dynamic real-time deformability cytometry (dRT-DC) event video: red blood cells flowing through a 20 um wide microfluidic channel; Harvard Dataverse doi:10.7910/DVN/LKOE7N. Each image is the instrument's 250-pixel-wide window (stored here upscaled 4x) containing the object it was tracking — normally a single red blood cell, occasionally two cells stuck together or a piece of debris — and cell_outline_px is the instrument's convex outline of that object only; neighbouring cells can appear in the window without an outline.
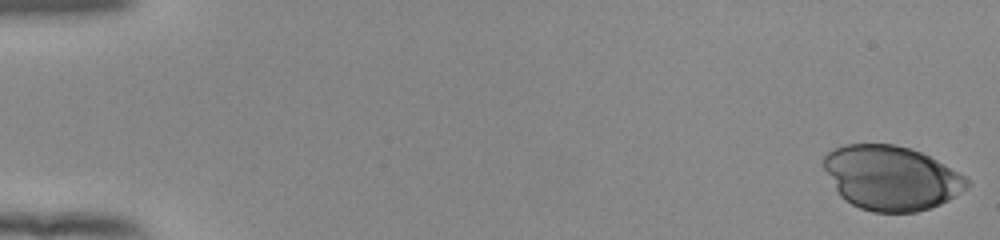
{"species": "human", "species_latin": "Homo sapiens", "temperature_condition": "room temperature", "stored_images_in_passage": 47, "camera_frame_rate_fps": 3000, "um_per_image_px": 0.085, "donor": {"sex": "female"}, "frame": {"image": 1, "passage_image": 1, "time_ms": 0.0, "image_size_px": [1000, 240], "cell_outline_px": [[972, 184], [948, 200], [940, 204], [916, 212], [872, 212], [860, 208], [844, 200], [840, 196], [824, 168], [824, 156], [828, 152], [844, 144], [896, 144], [920, 152], [936, 160], [964, 176]], "centroid_in_image_um": [75.73, 15.12], "position_along_channel_um": 9.3, "area_um2": 53.23}}
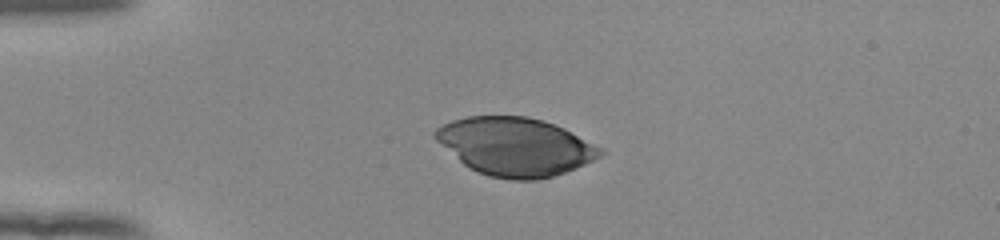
{"frame": {"image": 2, "passage_image": 14, "time_ms": 4.333, "image_size_px": [1000, 240], "cell_outline_px": [[608, 152], [584, 164], [564, 172], [552, 176], [536, 180], [512, 180], [488, 176], [476, 172], [468, 168], [436, 140], [432, 136], [432, 132], [436, 128], [452, 120], [468, 116], [528, 116], [544, 120], [564, 128], [604, 148]], "centroid_in_image_um": [43.8, 12.46], "position_along_channel_um": 41.2, "area_um2": 56.12}}